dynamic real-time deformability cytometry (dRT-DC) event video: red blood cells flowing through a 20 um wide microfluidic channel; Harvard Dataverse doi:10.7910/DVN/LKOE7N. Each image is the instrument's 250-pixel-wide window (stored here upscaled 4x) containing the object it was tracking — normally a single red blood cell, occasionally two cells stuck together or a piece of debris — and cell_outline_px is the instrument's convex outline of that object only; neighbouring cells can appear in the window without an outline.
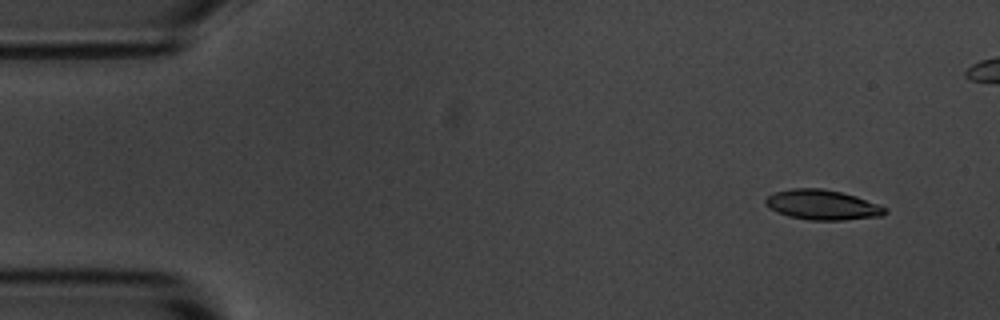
{"species": "common noctule bat (a hibernating species)", "species_latin": "Nyctalus noctula", "temperature_condition": "room temperature", "stored_images_in_passage": 6, "camera_frame_rate_fps": 3000, "um_per_image_px": 0.085, "animal": {"sex": "male", "body_mass_g": 20.1, "forearm_length_mm": 53.5}, "frame": {"image": 1, "passage_image": 2, "time_ms": 1.333, "image_size_px": [1000, 320], "cell_outline_px": [[888, 212], [884, 216], [844, 220], [808, 220], [788, 216], [764, 204], [764, 200], [768, 196], [776, 192], [792, 188], [824, 188], [856, 196], [880, 204], [888, 208]], "centroid_in_image_um": [69.97, 17.41], "position_along_channel_um": 15.0, "area_um2": 20.98}}